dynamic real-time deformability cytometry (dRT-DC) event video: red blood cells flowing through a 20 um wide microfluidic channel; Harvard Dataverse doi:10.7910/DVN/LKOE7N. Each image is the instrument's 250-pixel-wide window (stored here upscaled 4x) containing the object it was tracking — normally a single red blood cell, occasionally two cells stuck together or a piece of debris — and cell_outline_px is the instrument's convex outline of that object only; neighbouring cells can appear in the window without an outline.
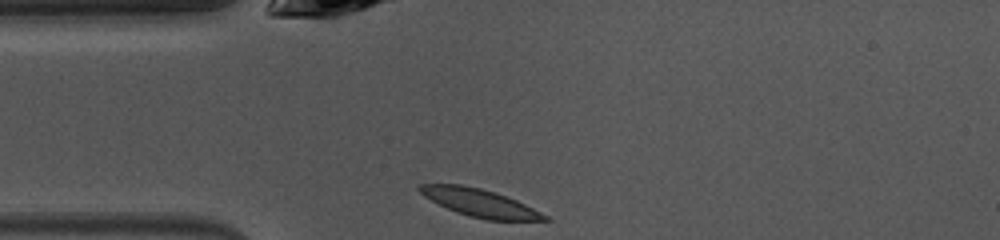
{"species": "common noctule bat (a hibernating species)", "species_latin": "Nyctalus noctula", "temperature_condition": "warm", "stored_images_in_passage": 38, "camera_frame_rate_fps": 3000, "um_per_image_px": 0.085, "animal": {"sex": "female", "body_mass_g": 10.0, "forearm_length_mm": 53.1}, "frame": {"image": 1, "passage_image": 1, "time_ms": 0.0, "image_size_px": [1000, 240], "cell_outline_px": [[552, 220], [488, 220], [468, 216], [456, 212], [424, 196], [416, 188], [416, 184], [460, 184], [480, 188], [516, 200], [548, 216]], "centroid_in_image_um": [40.74, 17.24], "position_along_channel_um": 44.3, "area_um2": 19.83}}
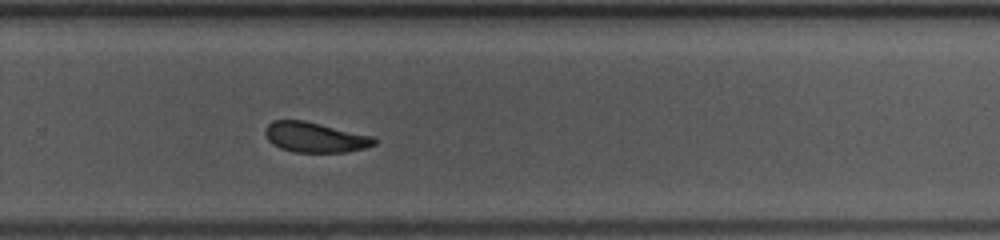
{"frame": {"image": 2, "passage_image": 21, "time_ms": 6.667, "image_size_px": [1000, 240], "cell_outline_px": [[376, 144], [364, 148], [344, 152], [292, 152], [280, 148], [272, 144], [268, 140], [264, 132], [264, 128], [272, 120], [304, 120], [372, 136], [376, 140]], "centroid_in_image_um": [26.72, 11.67], "position_along_channel_um": 303.1, "area_um2": 19.13}}
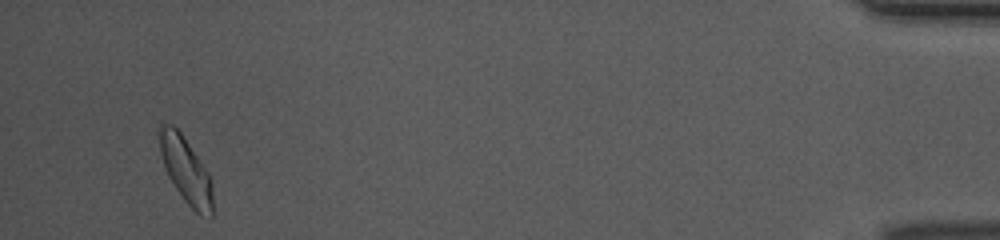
{"frame": {"image": 3, "passage_image": 36, "time_ms": 11.667, "image_size_px": [1000, 240], "cell_outline_px": [[212, 216], [200, 216], [184, 200], [168, 176], [160, 152], [160, 124], [172, 124], [180, 132], [208, 172], [212, 184]], "centroid_in_image_um": [15.81, 14.49], "position_along_channel_um": 419.4, "area_um2": 19.94}, "authors_computed_cell_mechanics": {"area_um2": 19.652, "velocity_mm_per_s": 4.0184, "shape_relaxation_time_tau1_ms": 2.1658, "shape_relaxation_time_tau2_ms": 3.2412, "deformation_change_tau1": 0.1162, "deformation_change_tau2": 0.1}}